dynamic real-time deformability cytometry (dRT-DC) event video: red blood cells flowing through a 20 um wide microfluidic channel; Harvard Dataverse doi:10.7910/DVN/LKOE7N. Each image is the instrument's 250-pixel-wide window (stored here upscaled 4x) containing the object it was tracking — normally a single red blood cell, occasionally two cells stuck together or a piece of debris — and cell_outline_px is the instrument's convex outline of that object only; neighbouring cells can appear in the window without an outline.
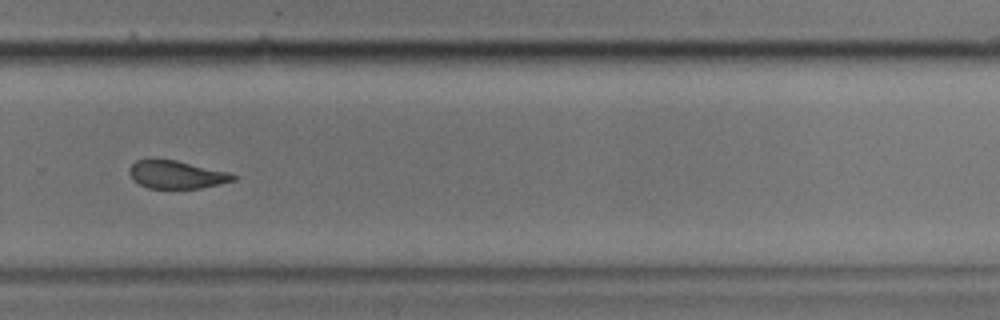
{"species": "common noctule bat (a hibernating species)", "species_latin": "Nyctalus noctula", "temperature_condition": "cold", "stored_images_in_passage": 12, "camera_frame_rate_fps": 3000, "um_per_image_px": 0.085, "animal": {"sex": "male", "body_mass_g": 17.9}, "frame": {"image": 1, "passage_image": 7, "time_ms": 2.0, "image_size_px": [1000, 320], "cell_outline_px": [[236, 180], [220, 184], [200, 188], [148, 188], [132, 180], [128, 172], [128, 168], [136, 160], [152, 156], [176, 160], [228, 172], [236, 176]], "centroid_in_image_um": [14.92, 14.8], "position_along_channel_um": 314.9, "area_um2": 17.34}}
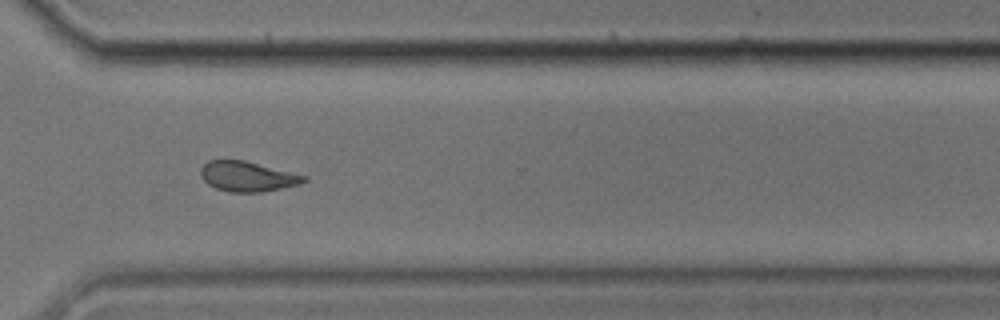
{"frame": {"image": 2, "passage_image": 8, "time_ms": 2.333, "image_size_px": [1000, 320], "cell_outline_px": [[308, 180], [300, 184], [260, 192], [228, 192], [216, 188], [208, 184], [200, 176], [200, 168], [208, 160], [244, 160], [308, 176]], "centroid_in_image_um": [21.03, 14.99], "position_along_channel_um": 349.6, "area_um2": 18.09}}